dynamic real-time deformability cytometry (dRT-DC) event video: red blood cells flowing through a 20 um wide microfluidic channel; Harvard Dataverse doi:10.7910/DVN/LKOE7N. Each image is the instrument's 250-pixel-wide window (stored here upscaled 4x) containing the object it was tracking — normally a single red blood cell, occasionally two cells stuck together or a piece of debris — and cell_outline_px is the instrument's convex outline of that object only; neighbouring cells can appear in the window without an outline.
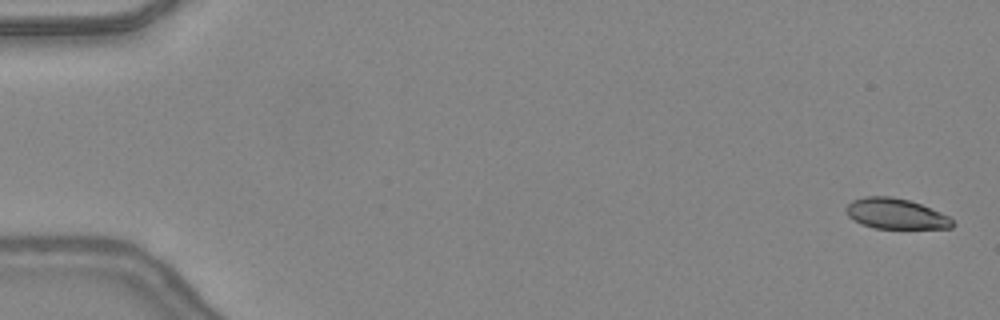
{"species": "common noctule bat (a hibernating species)", "species_latin": "Nyctalus noctula", "temperature_condition": "warm", "stored_images_in_passage": 11, "camera_frame_rate_fps": 3000, "um_per_image_px": 0.085, "animal": {"sex": "female", "body_mass_g": 24.6, "forearm_length_mm": 56.2}, "frame": {"image": 1, "passage_image": 2, "time_ms": 0.333, "image_size_px": [1000, 320], "cell_outline_px": [[956, 224], [952, 228], [876, 228], [864, 224], [848, 216], [844, 208], [852, 200], [864, 196], [892, 196], [908, 200], [920, 204], [940, 212], [948, 216]], "centroid_in_image_um": [76.14, 18.16], "position_along_channel_um": 8.9, "area_um2": 18.73}}